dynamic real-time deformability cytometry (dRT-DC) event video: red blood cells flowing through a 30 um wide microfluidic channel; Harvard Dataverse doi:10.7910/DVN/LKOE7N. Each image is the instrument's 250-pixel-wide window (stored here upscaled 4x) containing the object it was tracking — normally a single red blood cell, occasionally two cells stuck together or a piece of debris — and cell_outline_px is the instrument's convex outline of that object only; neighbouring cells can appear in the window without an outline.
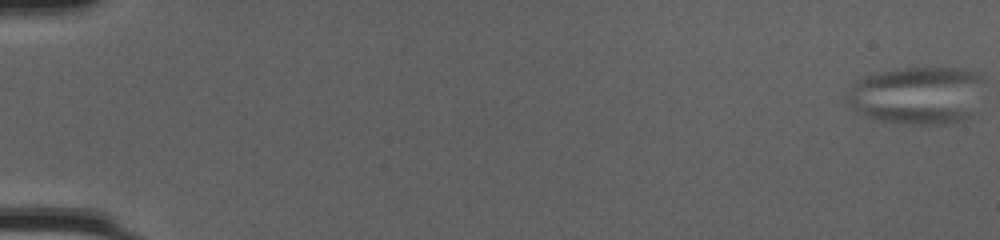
{"species": "common noctule bat (a hibernating species)", "species_latin": "Nyctalus noctula", "temperature_condition": "cold", "stored_images_in_passage": 58, "camera_frame_rate_fps": 3000, "um_per_image_px": 0.085, "animal": {"sex": "female", "body_mass_g": 20.0, "forearm_length_mm": 54.0}, "frame": {"image": 1, "passage_image": 1, "time_ms": 0.0, "image_size_px": [1000, 240], "cell_outline_px": [[968, 116], [960, 120], [944, 124], [908, 124], [872, 120], [856, 112], [856, 104], [932, 108], [968, 112]], "centroid_in_image_um": [77.34, 9.74], "position_along_channel_um": 7.7, "area_um2": 11.5}}